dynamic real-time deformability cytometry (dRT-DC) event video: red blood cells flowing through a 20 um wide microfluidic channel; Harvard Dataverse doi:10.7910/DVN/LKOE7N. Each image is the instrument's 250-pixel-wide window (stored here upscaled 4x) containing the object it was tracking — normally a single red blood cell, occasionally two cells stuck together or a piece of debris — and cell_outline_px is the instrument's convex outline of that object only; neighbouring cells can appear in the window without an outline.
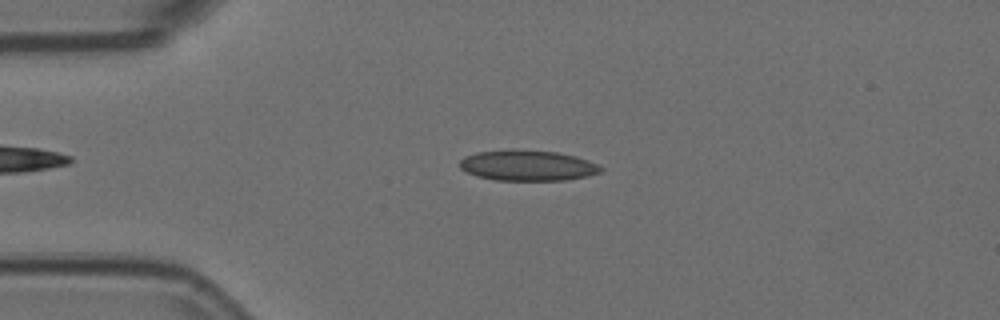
{"species": "Egyptian fruit bat (a non-hibernating species)", "species_latin": "Rousettus aegyptiacus", "temperature_condition": "room temperature", "stored_images_in_passage": 55, "camera_frame_rate_fps": 3000, "um_per_image_px": 0.085, "animal": {"sex": "female"}, "frame": {"image": 1, "passage_image": 12, "time_ms": 3.667, "image_size_px": [1000, 320], "cell_outline_px": [[604, 168], [600, 172], [588, 176], [564, 180], [496, 180], [476, 176], [460, 168], [460, 160], [464, 156], [476, 152], [512, 148], [556, 152], [576, 156], [588, 160]], "centroid_in_image_um": [44.82, 14.05], "position_along_channel_um": 40.2, "area_um2": 25.37}}
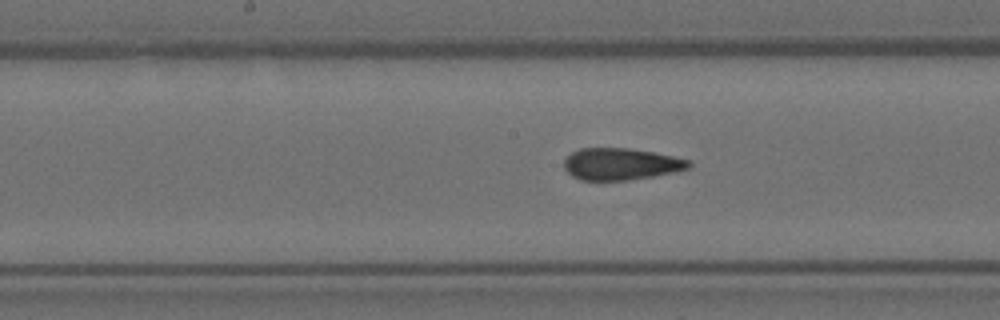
{"frame": {"image": 2, "passage_image": 27, "time_ms": 8.667, "image_size_px": [1000, 320], "cell_outline_px": [[692, 168], [676, 172], [628, 180], [580, 180], [572, 176], [564, 168], [564, 160], [572, 152], [580, 148], [628, 148], [652, 152], [692, 160]], "centroid_in_image_um": [52.81, 13.94], "position_along_channel_um": 195.4, "area_um2": 23.24}}
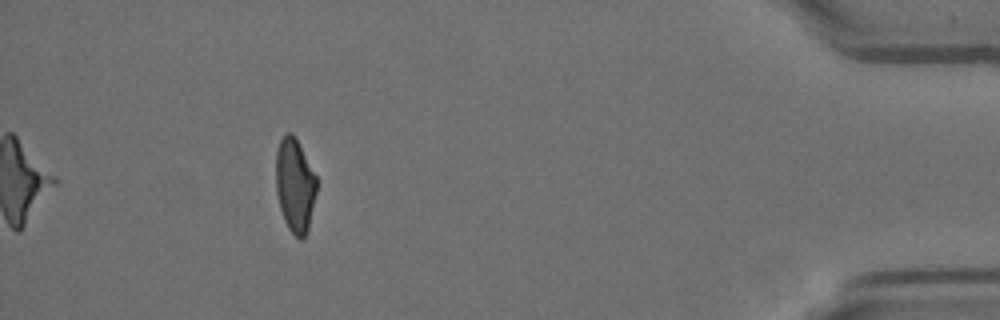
{"frame": {"image": 3, "passage_image": 50, "time_ms": 16.333, "image_size_px": [1000, 320], "cell_outline_px": [[316, 192], [308, 232], [304, 240], [300, 240], [288, 228], [284, 220], [280, 208], [276, 192], [276, 152], [280, 140], [284, 132], [292, 132], [296, 136], [316, 176]], "centroid_in_image_um": [25.06, 15.74], "position_along_channel_um": 410.1, "area_um2": 22.54}, "authors_computed_cell_mechanics": {"area_um2": 23.987, "velocity_mm_per_s": 3.5776, "shape_relaxation_time_tau1_ms": null, "shape_relaxation_time_tau2_ms": 1.6689, "deformation_change_tau1": null, "deformation_change_tau2": 0.0815}}